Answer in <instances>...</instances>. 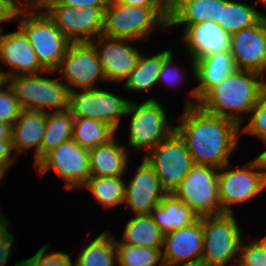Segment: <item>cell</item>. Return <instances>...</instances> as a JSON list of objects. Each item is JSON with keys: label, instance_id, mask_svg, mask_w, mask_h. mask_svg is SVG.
<instances>
[{"label": "cell", "instance_id": "cell-1", "mask_svg": "<svg viewBox=\"0 0 266 266\" xmlns=\"http://www.w3.org/2000/svg\"><path fill=\"white\" fill-rule=\"evenodd\" d=\"M178 120L175 131L185 141L196 165L220 169L229 163L239 142L241 126L237 122L208 113L192 100H187Z\"/></svg>", "mask_w": 266, "mask_h": 266}, {"label": "cell", "instance_id": "cell-2", "mask_svg": "<svg viewBox=\"0 0 266 266\" xmlns=\"http://www.w3.org/2000/svg\"><path fill=\"white\" fill-rule=\"evenodd\" d=\"M261 76V77H260ZM260 73L236 69L213 87L198 105L208 113L242 125V114L250 112L266 93V79Z\"/></svg>", "mask_w": 266, "mask_h": 266}, {"label": "cell", "instance_id": "cell-3", "mask_svg": "<svg viewBox=\"0 0 266 266\" xmlns=\"http://www.w3.org/2000/svg\"><path fill=\"white\" fill-rule=\"evenodd\" d=\"M169 7H139L129 6L110 0L104 11L101 35L144 41L155 27H168Z\"/></svg>", "mask_w": 266, "mask_h": 266}, {"label": "cell", "instance_id": "cell-4", "mask_svg": "<svg viewBox=\"0 0 266 266\" xmlns=\"http://www.w3.org/2000/svg\"><path fill=\"white\" fill-rule=\"evenodd\" d=\"M203 251L201 261L206 266H227L238 261L242 232L233 213L202 216Z\"/></svg>", "mask_w": 266, "mask_h": 266}, {"label": "cell", "instance_id": "cell-5", "mask_svg": "<svg viewBox=\"0 0 266 266\" xmlns=\"http://www.w3.org/2000/svg\"><path fill=\"white\" fill-rule=\"evenodd\" d=\"M24 15L19 23L36 53L40 65L46 71H56L72 43L56 27L53 20L42 9L20 12Z\"/></svg>", "mask_w": 266, "mask_h": 266}, {"label": "cell", "instance_id": "cell-6", "mask_svg": "<svg viewBox=\"0 0 266 266\" xmlns=\"http://www.w3.org/2000/svg\"><path fill=\"white\" fill-rule=\"evenodd\" d=\"M226 169L228 170L225 171ZM265 187L266 164L261 154L247 162L242 168L237 166V168L230 169L226 164L218 172V191L222 214L233 213L231 204L252 199Z\"/></svg>", "mask_w": 266, "mask_h": 266}, {"label": "cell", "instance_id": "cell-7", "mask_svg": "<svg viewBox=\"0 0 266 266\" xmlns=\"http://www.w3.org/2000/svg\"><path fill=\"white\" fill-rule=\"evenodd\" d=\"M164 107L154 97L135 104L129 101L125 116L131 114L129 127V145L133 148H143L148 153L162 140L169 137L175 126L169 125Z\"/></svg>", "mask_w": 266, "mask_h": 266}, {"label": "cell", "instance_id": "cell-8", "mask_svg": "<svg viewBox=\"0 0 266 266\" xmlns=\"http://www.w3.org/2000/svg\"><path fill=\"white\" fill-rule=\"evenodd\" d=\"M144 158L154 168L163 188L172 193L195 165L185 141L174 131Z\"/></svg>", "mask_w": 266, "mask_h": 266}, {"label": "cell", "instance_id": "cell-9", "mask_svg": "<svg viewBox=\"0 0 266 266\" xmlns=\"http://www.w3.org/2000/svg\"><path fill=\"white\" fill-rule=\"evenodd\" d=\"M219 169L209 165H194L190 172L172 192L189 205L199 217L220 215Z\"/></svg>", "mask_w": 266, "mask_h": 266}, {"label": "cell", "instance_id": "cell-10", "mask_svg": "<svg viewBox=\"0 0 266 266\" xmlns=\"http://www.w3.org/2000/svg\"><path fill=\"white\" fill-rule=\"evenodd\" d=\"M35 168L42 177L52 169L66 181L65 188L81 189L90 177L89 150L71 139L46 154Z\"/></svg>", "mask_w": 266, "mask_h": 266}, {"label": "cell", "instance_id": "cell-11", "mask_svg": "<svg viewBox=\"0 0 266 266\" xmlns=\"http://www.w3.org/2000/svg\"><path fill=\"white\" fill-rule=\"evenodd\" d=\"M82 91L70 92L68 106L70 113L74 117L103 121L116 131L120 117L125 115L130 100L100 88L82 89Z\"/></svg>", "mask_w": 266, "mask_h": 266}, {"label": "cell", "instance_id": "cell-12", "mask_svg": "<svg viewBox=\"0 0 266 266\" xmlns=\"http://www.w3.org/2000/svg\"><path fill=\"white\" fill-rule=\"evenodd\" d=\"M60 69L70 92L96 89L97 80L106 81L96 50L90 42L71 43L57 71Z\"/></svg>", "mask_w": 266, "mask_h": 266}, {"label": "cell", "instance_id": "cell-13", "mask_svg": "<svg viewBox=\"0 0 266 266\" xmlns=\"http://www.w3.org/2000/svg\"><path fill=\"white\" fill-rule=\"evenodd\" d=\"M129 42L132 41L104 35L90 42L96 50L106 81L122 82L136 67L141 52L136 46L129 45ZM99 45L101 50L98 49Z\"/></svg>", "mask_w": 266, "mask_h": 266}, {"label": "cell", "instance_id": "cell-14", "mask_svg": "<svg viewBox=\"0 0 266 266\" xmlns=\"http://www.w3.org/2000/svg\"><path fill=\"white\" fill-rule=\"evenodd\" d=\"M230 52L237 69L250 70L265 76L266 16L257 24L230 35Z\"/></svg>", "mask_w": 266, "mask_h": 266}, {"label": "cell", "instance_id": "cell-15", "mask_svg": "<svg viewBox=\"0 0 266 266\" xmlns=\"http://www.w3.org/2000/svg\"><path fill=\"white\" fill-rule=\"evenodd\" d=\"M0 32V60L12 70V72L2 71L0 75L4 81L8 77L19 75H34L44 72L56 73V71H46L39 63L36 53L33 50L24 31L19 27L18 31L1 34ZM16 71V72H15Z\"/></svg>", "mask_w": 266, "mask_h": 266}, {"label": "cell", "instance_id": "cell-16", "mask_svg": "<svg viewBox=\"0 0 266 266\" xmlns=\"http://www.w3.org/2000/svg\"><path fill=\"white\" fill-rule=\"evenodd\" d=\"M167 194L154 168L143 158L137 173L125 185L124 203L131 207L135 215L150 214Z\"/></svg>", "mask_w": 266, "mask_h": 266}, {"label": "cell", "instance_id": "cell-17", "mask_svg": "<svg viewBox=\"0 0 266 266\" xmlns=\"http://www.w3.org/2000/svg\"><path fill=\"white\" fill-rule=\"evenodd\" d=\"M163 264L201 261L203 251L202 216L189 226L164 235Z\"/></svg>", "mask_w": 266, "mask_h": 266}, {"label": "cell", "instance_id": "cell-18", "mask_svg": "<svg viewBox=\"0 0 266 266\" xmlns=\"http://www.w3.org/2000/svg\"><path fill=\"white\" fill-rule=\"evenodd\" d=\"M183 29V43L193 62L214 53L230 51V35L212 20L184 25Z\"/></svg>", "mask_w": 266, "mask_h": 266}, {"label": "cell", "instance_id": "cell-19", "mask_svg": "<svg viewBox=\"0 0 266 266\" xmlns=\"http://www.w3.org/2000/svg\"><path fill=\"white\" fill-rule=\"evenodd\" d=\"M237 69L230 51L214 53L192 61V72L198 86L190 92L197 103L225 77Z\"/></svg>", "mask_w": 266, "mask_h": 266}, {"label": "cell", "instance_id": "cell-20", "mask_svg": "<svg viewBox=\"0 0 266 266\" xmlns=\"http://www.w3.org/2000/svg\"><path fill=\"white\" fill-rule=\"evenodd\" d=\"M46 113L23 110L12 125V146L16 153L36 148L34 166L41 160V142L45 131Z\"/></svg>", "mask_w": 266, "mask_h": 266}, {"label": "cell", "instance_id": "cell-21", "mask_svg": "<svg viewBox=\"0 0 266 266\" xmlns=\"http://www.w3.org/2000/svg\"><path fill=\"white\" fill-rule=\"evenodd\" d=\"M115 139L116 136L107 144L89 149L90 177H117L125 173L128 153Z\"/></svg>", "mask_w": 266, "mask_h": 266}, {"label": "cell", "instance_id": "cell-22", "mask_svg": "<svg viewBox=\"0 0 266 266\" xmlns=\"http://www.w3.org/2000/svg\"><path fill=\"white\" fill-rule=\"evenodd\" d=\"M150 216L164 235L175 229L187 227L200 218L174 193H167L160 204L152 209Z\"/></svg>", "mask_w": 266, "mask_h": 266}, {"label": "cell", "instance_id": "cell-23", "mask_svg": "<svg viewBox=\"0 0 266 266\" xmlns=\"http://www.w3.org/2000/svg\"><path fill=\"white\" fill-rule=\"evenodd\" d=\"M219 0H172L169 3L168 27L191 25L212 20L216 23Z\"/></svg>", "mask_w": 266, "mask_h": 266}, {"label": "cell", "instance_id": "cell-24", "mask_svg": "<svg viewBox=\"0 0 266 266\" xmlns=\"http://www.w3.org/2000/svg\"><path fill=\"white\" fill-rule=\"evenodd\" d=\"M265 15L255 7L233 0H219L216 23L229 35L257 24Z\"/></svg>", "mask_w": 266, "mask_h": 266}, {"label": "cell", "instance_id": "cell-25", "mask_svg": "<svg viewBox=\"0 0 266 266\" xmlns=\"http://www.w3.org/2000/svg\"><path fill=\"white\" fill-rule=\"evenodd\" d=\"M124 228L120 243L163 250L164 234L150 214L135 215Z\"/></svg>", "mask_w": 266, "mask_h": 266}, {"label": "cell", "instance_id": "cell-26", "mask_svg": "<svg viewBox=\"0 0 266 266\" xmlns=\"http://www.w3.org/2000/svg\"><path fill=\"white\" fill-rule=\"evenodd\" d=\"M172 53L165 50L153 56L140 54L136 67L125 79L124 87L127 91H148L158 83L162 62Z\"/></svg>", "mask_w": 266, "mask_h": 266}, {"label": "cell", "instance_id": "cell-27", "mask_svg": "<svg viewBox=\"0 0 266 266\" xmlns=\"http://www.w3.org/2000/svg\"><path fill=\"white\" fill-rule=\"evenodd\" d=\"M75 117L70 111L46 113L45 131L41 142V159L60 144L73 139Z\"/></svg>", "mask_w": 266, "mask_h": 266}, {"label": "cell", "instance_id": "cell-28", "mask_svg": "<svg viewBox=\"0 0 266 266\" xmlns=\"http://www.w3.org/2000/svg\"><path fill=\"white\" fill-rule=\"evenodd\" d=\"M75 262L73 266H115L116 238L104 231L85 247Z\"/></svg>", "mask_w": 266, "mask_h": 266}, {"label": "cell", "instance_id": "cell-29", "mask_svg": "<svg viewBox=\"0 0 266 266\" xmlns=\"http://www.w3.org/2000/svg\"><path fill=\"white\" fill-rule=\"evenodd\" d=\"M116 136V131L103 121L75 117L73 140L81 147L91 149L107 144Z\"/></svg>", "mask_w": 266, "mask_h": 266}, {"label": "cell", "instance_id": "cell-30", "mask_svg": "<svg viewBox=\"0 0 266 266\" xmlns=\"http://www.w3.org/2000/svg\"><path fill=\"white\" fill-rule=\"evenodd\" d=\"M125 181L117 177H89L81 189H88L105 210L124 204Z\"/></svg>", "mask_w": 266, "mask_h": 266}, {"label": "cell", "instance_id": "cell-31", "mask_svg": "<svg viewBox=\"0 0 266 266\" xmlns=\"http://www.w3.org/2000/svg\"><path fill=\"white\" fill-rule=\"evenodd\" d=\"M107 7L75 9L73 43L91 42L101 35L104 11Z\"/></svg>", "mask_w": 266, "mask_h": 266}, {"label": "cell", "instance_id": "cell-32", "mask_svg": "<svg viewBox=\"0 0 266 266\" xmlns=\"http://www.w3.org/2000/svg\"><path fill=\"white\" fill-rule=\"evenodd\" d=\"M117 263L120 266H163L159 248L122 244L116 240Z\"/></svg>", "mask_w": 266, "mask_h": 266}, {"label": "cell", "instance_id": "cell-33", "mask_svg": "<svg viewBox=\"0 0 266 266\" xmlns=\"http://www.w3.org/2000/svg\"><path fill=\"white\" fill-rule=\"evenodd\" d=\"M69 95L68 87L60 79L40 76L39 112L47 113V107L55 108V112L67 110Z\"/></svg>", "mask_w": 266, "mask_h": 266}, {"label": "cell", "instance_id": "cell-34", "mask_svg": "<svg viewBox=\"0 0 266 266\" xmlns=\"http://www.w3.org/2000/svg\"><path fill=\"white\" fill-rule=\"evenodd\" d=\"M5 82L14 91L23 110L39 111L40 75L8 77Z\"/></svg>", "mask_w": 266, "mask_h": 266}, {"label": "cell", "instance_id": "cell-35", "mask_svg": "<svg viewBox=\"0 0 266 266\" xmlns=\"http://www.w3.org/2000/svg\"><path fill=\"white\" fill-rule=\"evenodd\" d=\"M53 20L61 33L73 43V27L75 21V7L63 4H41L40 9Z\"/></svg>", "mask_w": 266, "mask_h": 266}, {"label": "cell", "instance_id": "cell-36", "mask_svg": "<svg viewBox=\"0 0 266 266\" xmlns=\"http://www.w3.org/2000/svg\"><path fill=\"white\" fill-rule=\"evenodd\" d=\"M236 266H266V236L251 244H240Z\"/></svg>", "mask_w": 266, "mask_h": 266}, {"label": "cell", "instance_id": "cell-37", "mask_svg": "<svg viewBox=\"0 0 266 266\" xmlns=\"http://www.w3.org/2000/svg\"><path fill=\"white\" fill-rule=\"evenodd\" d=\"M6 85V86H5ZM5 87V90H2ZM23 111L15 93L7 82L0 84V122L13 125Z\"/></svg>", "mask_w": 266, "mask_h": 266}, {"label": "cell", "instance_id": "cell-38", "mask_svg": "<svg viewBox=\"0 0 266 266\" xmlns=\"http://www.w3.org/2000/svg\"><path fill=\"white\" fill-rule=\"evenodd\" d=\"M252 114L249 123L244 126L242 131L244 133L256 135L266 144V93L250 110Z\"/></svg>", "mask_w": 266, "mask_h": 266}, {"label": "cell", "instance_id": "cell-39", "mask_svg": "<svg viewBox=\"0 0 266 266\" xmlns=\"http://www.w3.org/2000/svg\"><path fill=\"white\" fill-rule=\"evenodd\" d=\"M49 246V244L44 245L35 255L28 258L32 262V266H73L70 255L66 252L58 251L45 254Z\"/></svg>", "mask_w": 266, "mask_h": 266}, {"label": "cell", "instance_id": "cell-40", "mask_svg": "<svg viewBox=\"0 0 266 266\" xmlns=\"http://www.w3.org/2000/svg\"><path fill=\"white\" fill-rule=\"evenodd\" d=\"M173 53H171L163 62L159 73L158 83L163 82L168 86L178 85L183 80L180 67L173 65Z\"/></svg>", "mask_w": 266, "mask_h": 266}, {"label": "cell", "instance_id": "cell-41", "mask_svg": "<svg viewBox=\"0 0 266 266\" xmlns=\"http://www.w3.org/2000/svg\"><path fill=\"white\" fill-rule=\"evenodd\" d=\"M9 222L0 229V266H5L10 256L11 248L14 241L13 232L9 233Z\"/></svg>", "mask_w": 266, "mask_h": 266}, {"label": "cell", "instance_id": "cell-42", "mask_svg": "<svg viewBox=\"0 0 266 266\" xmlns=\"http://www.w3.org/2000/svg\"><path fill=\"white\" fill-rule=\"evenodd\" d=\"M110 0H41V4H63L78 9L87 7H107Z\"/></svg>", "mask_w": 266, "mask_h": 266}, {"label": "cell", "instance_id": "cell-43", "mask_svg": "<svg viewBox=\"0 0 266 266\" xmlns=\"http://www.w3.org/2000/svg\"><path fill=\"white\" fill-rule=\"evenodd\" d=\"M12 140H0V166L6 171L14 163Z\"/></svg>", "mask_w": 266, "mask_h": 266}, {"label": "cell", "instance_id": "cell-44", "mask_svg": "<svg viewBox=\"0 0 266 266\" xmlns=\"http://www.w3.org/2000/svg\"><path fill=\"white\" fill-rule=\"evenodd\" d=\"M20 16V12L6 0H0V25ZM0 26V32L3 28Z\"/></svg>", "mask_w": 266, "mask_h": 266}, {"label": "cell", "instance_id": "cell-45", "mask_svg": "<svg viewBox=\"0 0 266 266\" xmlns=\"http://www.w3.org/2000/svg\"><path fill=\"white\" fill-rule=\"evenodd\" d=\"M129 6L139 7H169L168 0H116Z\"/></svg>", "mask_w": 266, "mask_h": 266}, {"label": "cell", "instance_id": "cell-46", "mask_svg": "<svg viewBox=\"0 0 266 266\" xmlns=\"http://www.w3.org/2000/svg\"><path fill=\"white\" fill-rule=\"evenodd\" d=\"M6 1H8L12 6H14L19 12H26L37 9L39 10L41 6V0H6ZM23 5L24 6L26 5V7H24Z\"/></svg>", "mask_w": 266, "mask_h": 266}, {"label": "cell", "instance_id": "cell-47", "mask_svg": "<svg viewBox=\"0 0 266 266\" xmlns=\"http://www.w3.org/2000/svg\"><path fill=\"white\" fill-rule=\"evenodd\" d=\"M0 140H12V125L0 122Z\"/></svg>", "mask_w": 266, "mask_h": 266}, {"label": "cell", "instance_id": "cell-48", "mask_svg": "<svg viewBox=\"0 0 266 266\" xmlns=\"http://www.w3.org/2000/svg\"><path fill=\"white\" fill-rule=\"evenodd\" d=\"M206 266L202 261L192 262V263H178V264H163V266Z\"/></svg>", "mask_w": 266, "mask_h": 266}, {"label": "cell", "instance_id": "cell-49", "mask_svg": "<svg viewBox=\"0 0 266 266\" xmlns=\"http://www.w3.org/2000/svg\"><path fill=\"white\" fill-rule=\"evenodd\" d=\"M14 266H32V262L29 259H24L17 262Z\"/></svg>", "mask_w": 266, "mask_h": 266}, {"label": "cell", "instance_id": "cell-50", "mask_svg": "<svg viewBox=\"0 0 266 266\" xmlns=\"http://www.w3.org/2000/svg\"><path fill=\"white\" fill-rule=\"evenodd\" d=\"M2 214V215H1ZM8 219L5 218V215H3V213H0V229H2L8 222Z\"/></svg>", "mask_w": 266, "mask_h": 266}, {"label": "cell", "instance_id": "cell-51", "mask_svg": "<svg viewBox=\"0 0 266 266\" xmlns=\"http://www.w3.org/2000/svg\"><path fill=\"white\" fill-rule=\"evenodd\" d=\"M5 172L6 170L2 166H0V180L3 178Z\"/></svg>", "mask_w": 266, "mask_h": 266}, {"label": "cell", "instance_id": "cell-52", "mask_svg": "<svg viewBox=\"0 0 266 266\" xmlns=\"http://www.w3.org/2000/svg\"><path fill=\"white\" fill-rule=\"evenodd\" d=\"M264 161H265V164H266V150H264L262 153H261Z\"/></svg>", "mask_w": 266, "mask_h": 266}, {"label": "cell", "instance_id": "cell-53", "mask_svg": "<svg viewBox=\"0 0 266 266\" xmlns=\"http://www.w3.org/2000/svg\"><path fill=\"white\" fill-rule=\"evenodd\" d=\"M256 2H260V3H263L264 5H265V7H266V0H256Z\"/></svg>", "mask_w": 266, "mask_h": 266}, {"label": "cell", "instance_id": "cell-54", "mask_svg": "<svg viewBox=\"0 0 266 266\" xmlns=\"http://www.w3.org/2000/svg\"><path fill=\"white\" fill-rule=\"evenodd\" d=\"M4 82V79L0 75V84Z\"/></svg>", "mask_w": 266, "mask_h": 266}]
</instances>
